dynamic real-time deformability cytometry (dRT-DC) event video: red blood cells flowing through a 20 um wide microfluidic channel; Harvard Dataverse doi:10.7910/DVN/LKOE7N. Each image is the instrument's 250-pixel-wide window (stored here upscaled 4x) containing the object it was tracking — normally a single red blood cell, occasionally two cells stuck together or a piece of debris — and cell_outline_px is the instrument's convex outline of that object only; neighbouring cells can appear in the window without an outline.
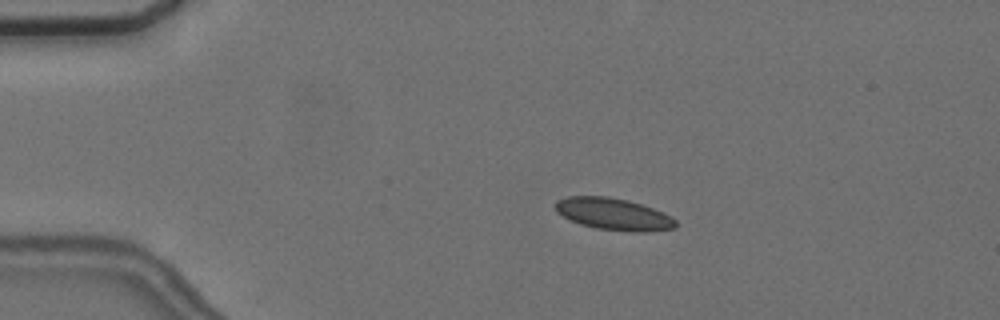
{"species": "common noctule bat (a hibernating species)", "species_latin": "Nyctalus noctula", "temperature_condition": "cold", "stored_images_in_passage": 7, "camera_frame_rate_fps": 3000, "um_per_image_px": 0.085, "animal": {"sex": "female", "body_mass_g": 24.6, "forearm_length_mm": 56.2}, "frame": {"image": 1, "passage_image": 4, "time_ms": 3.333, "image_size_px": [1000, 320], "cell_outline_px": [[676, 228], [648, 232], [632, 232], [596, 228], [580, 224], [556, 212], [556, 200], [568, 196], [608, 196], [628, 200], [652, 208], [672, 216], [676, 220]], "centroid_in_image_um": [52.17, 18.2], "position_along_channel_um": 32.8, "area_um2": 22.37}}